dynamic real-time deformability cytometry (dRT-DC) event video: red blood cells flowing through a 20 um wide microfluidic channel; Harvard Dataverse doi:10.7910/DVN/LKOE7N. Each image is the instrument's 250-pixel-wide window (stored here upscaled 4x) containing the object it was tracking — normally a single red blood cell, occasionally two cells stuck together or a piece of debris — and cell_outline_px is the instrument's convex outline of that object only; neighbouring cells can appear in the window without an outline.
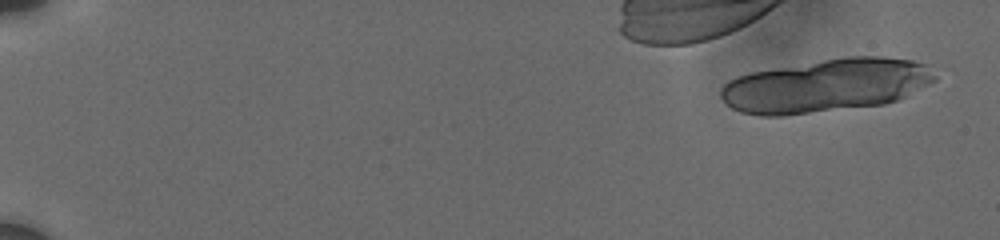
{"species": "human", "species_latin": "Homo sapiens", "temperature_condition": "cold", "stored_images_in_passage": 29, "camera_frame_rate_fps": 3000, "um_per_image_px": 0.085, "donor": {"sex": "male"}, "frame": {"image": 1, "passage_image": 1, "time_ms": 0.0, "image_size_px": [1000, 240], "cell_outline_px": [[936, 80], [896, 100], [884, 104], [780, 116], [760, 116], [740, 112], [732, 108], [720, 96], [720, 88], [728, 80], [736, 76], [752, 72], [848, 56], [880, 56], [912, 60], [924, 64], [936, 76]], "centroid_in_image_um": [70.16, 7.27], "position_along_channel_um": 14.8, "area_um2": 65.83}}